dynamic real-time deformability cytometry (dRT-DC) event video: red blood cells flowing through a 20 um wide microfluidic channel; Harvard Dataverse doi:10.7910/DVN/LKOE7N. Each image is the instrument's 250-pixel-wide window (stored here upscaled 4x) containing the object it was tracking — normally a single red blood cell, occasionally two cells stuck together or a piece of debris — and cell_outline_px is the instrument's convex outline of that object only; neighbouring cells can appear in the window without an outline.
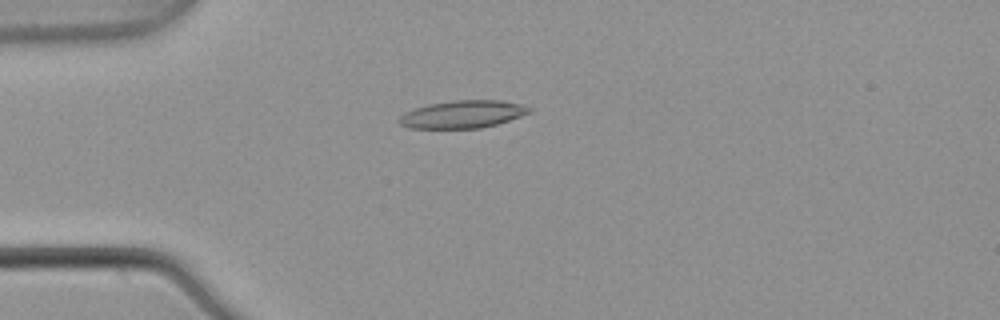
{"species": "common noctule bat (a hibernating species)", "species_latin": "Nyctalus noctula", "temperature_condition": "warm", "stored_images_in_passage": 2, "camera_frame_rate_fps": 3000, "um_per_image_px": 0.085, "animal": {"sex": "male", "body_mass_g": 21.5, "forearm_length_mm": 52.0}, "frame": {"image": 1, "passage_image": 1, "time_ms": 0.0, "image_size_px": [1000, 320], "cell_outline_px": [[532, 112], [496, 124], [480, 128], [412, 128], [400, 124], [396, 120], [404, 112], [428, 104], [456, 100], [500, 100], [520, 104], [532, 108]], "centroid_in_image_um": [39.31, 9.71], "position_along_channel_um": 45.7, "area_um2": 20.81}}
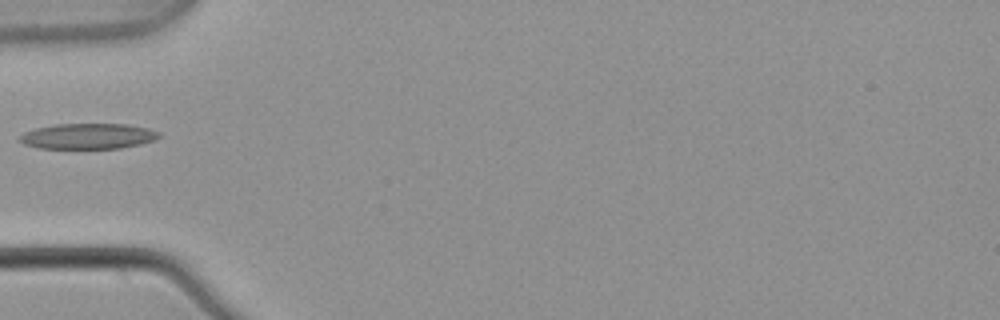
{"frame": {"image": 2, "passage_image": 2, "time_ms": 0.333, "image_size_px": [1000, 320], "cell_outline_px": [[160, 136], [156, 140], [140, 144], [120, 148], [40, 148], [24, 144], [16, 140], [24, 132], [36, 128], [56, 124], [128, 124], [148, 128], [160, 132]], "centroid_in_image_um": [7.49, 11.57], "position_along_channel_um": 77.5, "area_um2": 20.81}}